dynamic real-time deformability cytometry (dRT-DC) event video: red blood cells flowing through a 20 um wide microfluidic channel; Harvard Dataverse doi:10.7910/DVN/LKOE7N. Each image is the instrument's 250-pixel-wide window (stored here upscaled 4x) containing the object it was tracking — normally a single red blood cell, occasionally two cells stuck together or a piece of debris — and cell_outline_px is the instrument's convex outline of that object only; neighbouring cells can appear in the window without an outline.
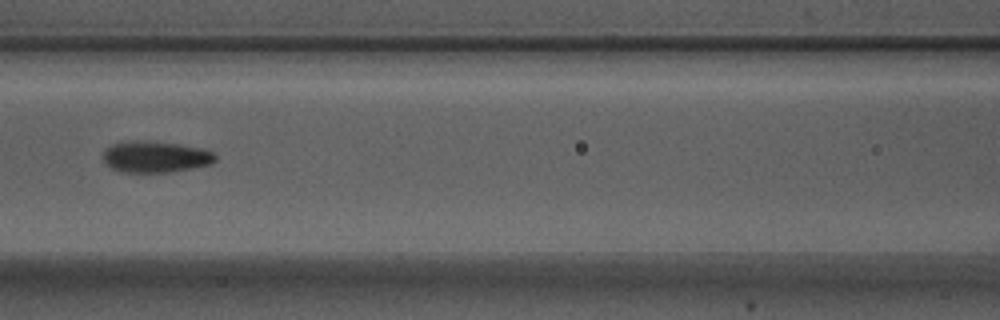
{"species": "Egyptian fruit bat (a non-hibernating species)", "species_latin": "Rousettus aegyptiacus", "temperature_condition": "warm", "stored_images_in_passage": 9, "camera_frame_rate_fps": 3000, "um_per_image_px": 0.085, "animal": {"sex": "male"}, "frame": {"image": 1, "passage_image": 7, "time_ms": 2.0, "image_size_px": [1000, 320], "cell_outline_px": [[216, 160], [208, 164], [192, 168], [168, 172], [120, 172], [112, 168], [104, 160], [104, 148], [112, 144], [180, 144], [200, 148], [212, 152], [216, 156]], "centroid_in_image_um": [13.24, 13.39], "position_along_channel_um": 153.4, "area_um2": 19.25}}
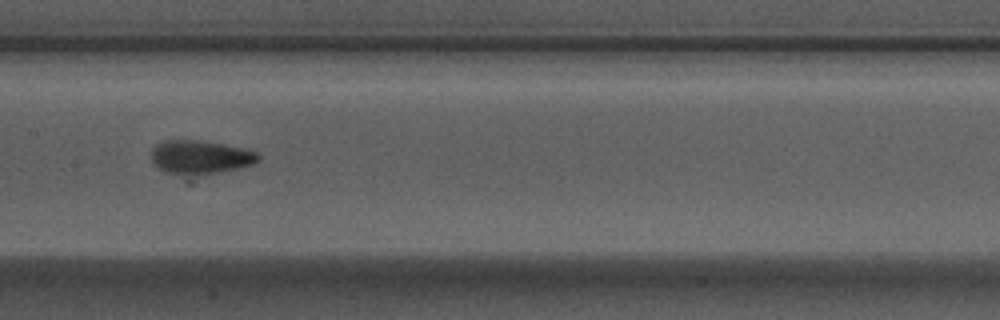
{"frame": {"image": 2, "passage_image": 8, "time_ms": 2.333, "image_size_px": [1000, 320], "cell_outline_px": [[260, 160], [256, 164], [216, 172], [180, 176], [164, 172], [152, 164], [152, 148], [156, 144], [164, 140], [200, 140], [248, 148], [256, 152], [260, 156]], "centroid_in_image_um": [17.01, 13.35], "position_along_channel_um": 190.4, "area_um2": 21.27}}